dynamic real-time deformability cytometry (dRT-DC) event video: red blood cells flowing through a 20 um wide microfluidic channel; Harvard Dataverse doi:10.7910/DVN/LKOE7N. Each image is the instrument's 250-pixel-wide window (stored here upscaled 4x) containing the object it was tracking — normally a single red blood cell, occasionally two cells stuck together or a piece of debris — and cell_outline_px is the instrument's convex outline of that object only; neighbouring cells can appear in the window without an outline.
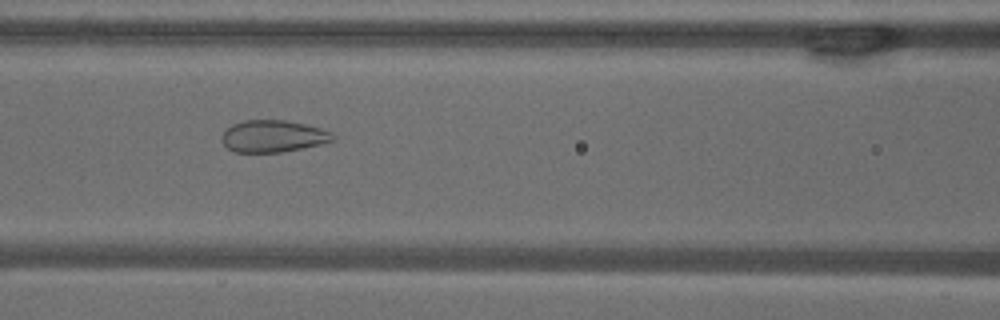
{"species": "common noctule bat (a hibernating species)", "species_latin": "Nyctalus noctula", "temperature_condition": "warm", "stored_images_in_passage": 53, "camera_frame_rate_fps": 3000, "um_per_image_px": 0.085, "animal": {"sex": "male", "body_mass_g": 18.8}, "frame": {"image": 1, "passage_image": 23, "time_ms": 7.333, "image_size_px": [1000, 320], "cell_outline_px": [[336, 136], [332, 140], [320, 144], [280, 152], [232, 152], [224, 144], [220, 136], [232, 124], [244, 120], [284, 120], [304, 124], [320, 128], [332, 132]], "centroid_in_image_um": [23.18, 11.57], "position_along_channel_um": 143.4, "area_um2": 20.52}}
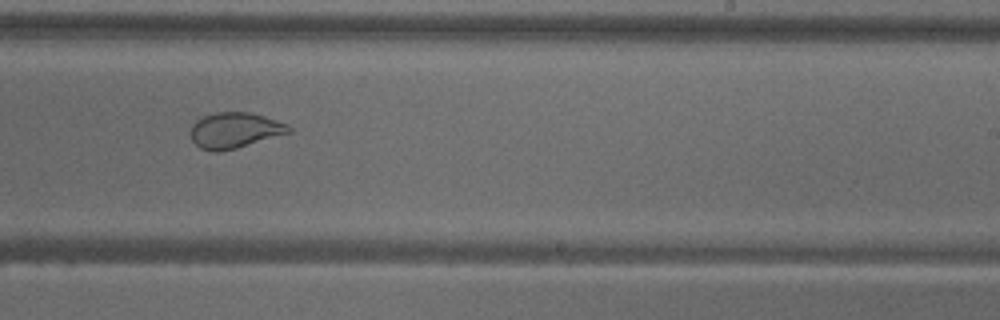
{"frame": {"image": 2, "passage_image": 33, "time_ms": 10.667, "image_size_px": [1000, 320], "cell_outline_px": [[292, 132], [236, 148], [220, 152], [212, 152], [200, 148], [192, 140], [188, 132], [192, 124], [196, 120], [204, 116], [216, 112], [248, 112], [264, 116], [288, 124], [292, 128]], "centroid_in_image_um": [19.92, 11.08], "position_along_channel_um": 269.1, "area_um2": 20.58}}
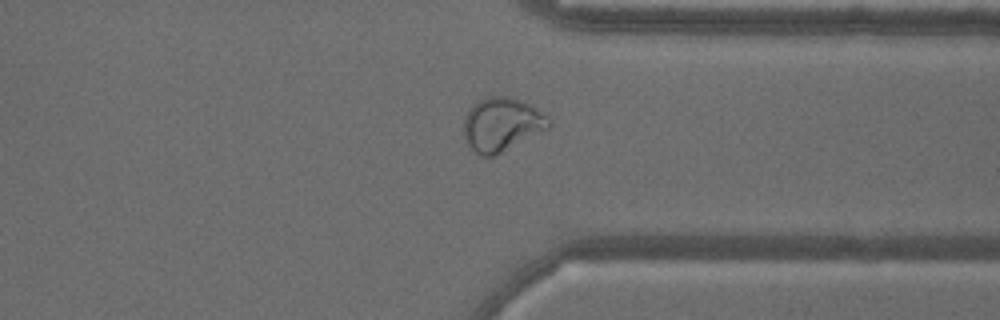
{"frame": {"image": 3, "passage_image": 41, "time_ms": 13.333, "image_size_px": [1000, 320], "cell_outline_px": [[552, 124], [548, 128], [492, 156], [480, 156], [468, 148], [464, 136], [464, 116], [468, 108], [472, 104], [488, 96], [508, 96], [524, 100], [536, 108], [552, 120]], "centroid_in_image_um": [42.61, 10.55], "position_along_channel_um": 368.8, "area_um2": 26.65}}